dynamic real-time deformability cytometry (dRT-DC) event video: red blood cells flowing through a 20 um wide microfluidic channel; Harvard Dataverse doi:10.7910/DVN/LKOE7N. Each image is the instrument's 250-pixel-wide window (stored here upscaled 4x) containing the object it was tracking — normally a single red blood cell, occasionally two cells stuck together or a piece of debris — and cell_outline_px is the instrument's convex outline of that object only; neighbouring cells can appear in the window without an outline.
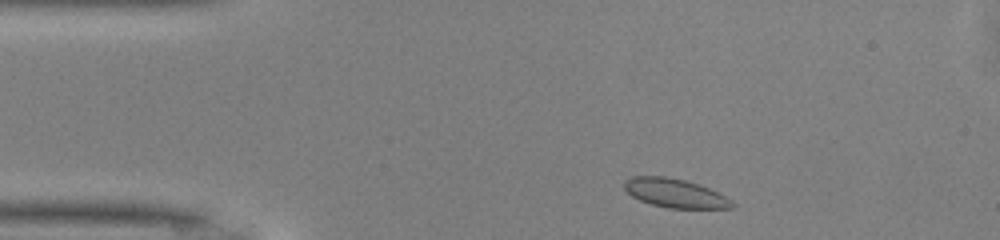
{"species": "common noctule bat (a hibernating species)", "species_latin": "Nyctalus noctula", "temperature_condition": "warm", "stored_images_in_passage": 43, "camera_frame_rate_fps": 3000, "um_per_image_px": 0.085, "animal": {"sex": "male", "body_mass_g": 13.0, "forearm_length_mm": 53.1}, "frame": {"image": 1, "passage_image": 2, "time_ms": 0.333, "image_size_px": [1000, 240], "cell_outline_px": [[736, 204], [732, 208], [668, 208], [652, 204], [640, 200], [632, 196], [624, 188], [624, 180], [632, 176], [664, 176], [684, 180], [708, 188], [732, 200]], "centroid_in_image_um": [57.36, 16.42], "position_along_channel_um": 27.6, "area_um2": 17.92}}
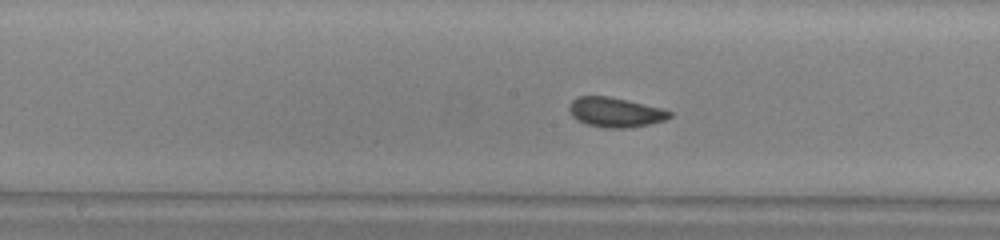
{"frame": {"image": 2, "passage_image": 18, "time_ms": 5.667, "image_size_px": [1000, 240], "cell_outline_px": [[672, 116], [664, 120], [648, 124], [624, 128], [604, 128], [588, 124], [576, 120], [572, 116], [568, 108], [572, 100], [580, 96], [608, 96], [660, 108], [672, 112]], "centroid_in_image_um": [52.26, 9.55], "position_along_channel_um": 195.9, "area_um2": 17.11}}
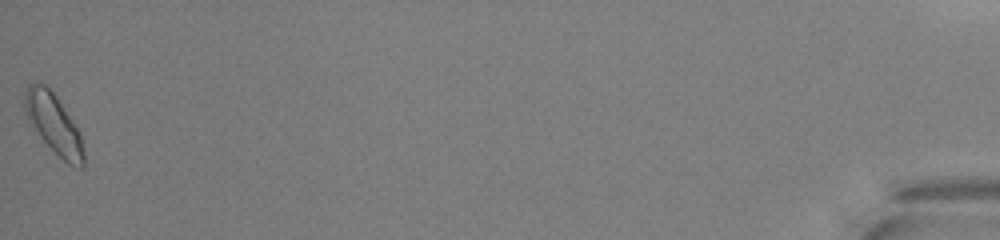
{"frame": {"image": 3, "passage_image": 43, "time_ms": 14.0, "image_size_px": [1000, 240], "cell_outline_px": [[84, 164], [80, 168], [68, 164], [40, 136], [28, 120], [24, 112], [24, 92], [28, 84], [44, 84], [56, 96], [80, 132], [84, 156]], "centroid_in_image_um": [4.55, 10.51], "position_along_channel_um": 430.6, "area_um2": 20.0}, "authors_computed_cell_mechanics": {"area_um2": 17.1666, "velocity_mm_per_s": 4.1276, "shape_relaxation_time_tau1_ms": 2.6183, "shape_relaxation_time_tau2_ms": null, "deformation_change_tau1": 0.0605, "deformation_change_tau2": null}}